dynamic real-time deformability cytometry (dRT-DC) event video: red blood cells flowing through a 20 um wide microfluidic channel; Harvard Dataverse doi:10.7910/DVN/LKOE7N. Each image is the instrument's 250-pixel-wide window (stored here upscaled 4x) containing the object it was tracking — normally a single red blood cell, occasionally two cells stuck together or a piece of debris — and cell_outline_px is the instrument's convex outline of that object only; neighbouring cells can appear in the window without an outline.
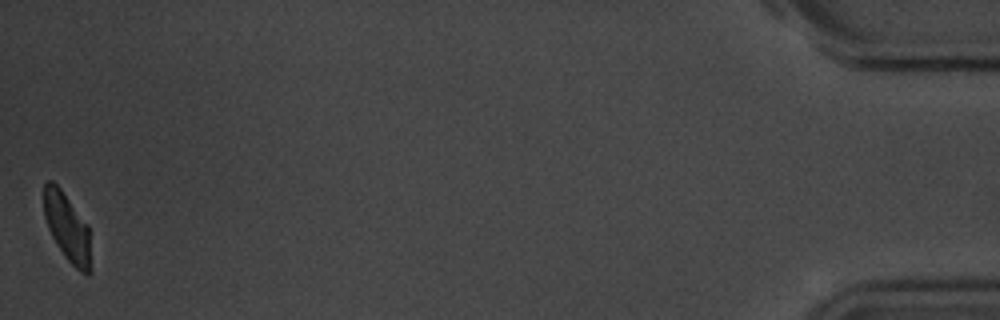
{"species": "common noctule bat (a hibernating species)", "species_latin": "Nyctalus noctula", "temperature_condition": "room temperature", "stored_images_in_passage": 41, "camera_frame_rate_fps": 3000, "um_per_image_px": 0.085, "animal": {"sex": "male", "body_mass_g": 20.1, "forearm_length_mm": 53.5}, "frame": {"image": 1, "passage_image": 41, "time_ms": 13.333, "image_size_px": [1000, 320], "cell_outline_px": [[92, 272], [88, 276], [80, 272], [64, 256], [56, 244], [48, 228], [44, 216], [44, 184], [48, 180], [52, 180], [60, 188], [88, 224], [92, 268]], "centroid_in_image_um": [5.74, 19.37], "position_along_channel_um": 429.5, "area_um2": 18.9}, "authors_computed_cell_mechanics": {"area_um2": 20.9236, "velocity_mm_per_s": 3.6688, "shape_relaxation_time_tau1_ms": 4.2894, "shape_relaxation_time_tau2_ms": 3.108, "deformation_change_tau1": 0.1506, "deformation_change_tau2": 0.1055}}